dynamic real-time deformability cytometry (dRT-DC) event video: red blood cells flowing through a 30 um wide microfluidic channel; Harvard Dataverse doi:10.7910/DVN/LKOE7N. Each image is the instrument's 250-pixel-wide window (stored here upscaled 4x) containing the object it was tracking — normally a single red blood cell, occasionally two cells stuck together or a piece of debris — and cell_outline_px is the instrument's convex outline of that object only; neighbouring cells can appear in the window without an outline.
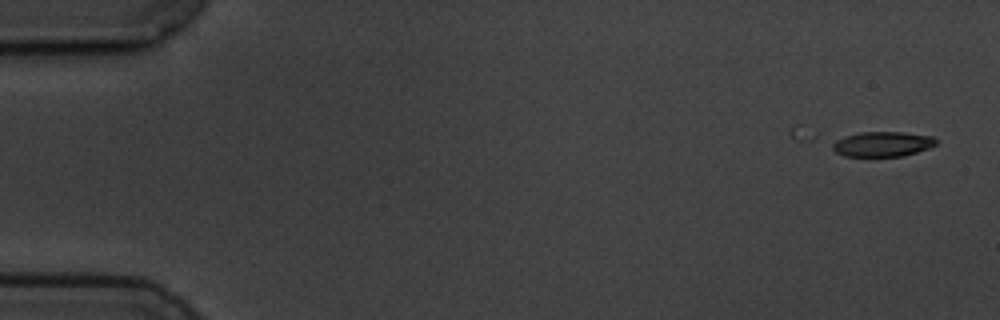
{"species": "common noctule bat (a hibernating species)", "species_latin": "Nyctalus noctula", "temperature_condition": "cold", "stored_images_in_passage": 5, "camera_frame_rate_fps": 3000, "um_per_image_px": 0.085, "animal": {"sex": "male", "body_mass_g": 19.5, "forearm_length_mm": 54.6}, "frame": {"image": 1, "passage_image": 1, "time_ms": 0.0, "image_size_px": [1000, 320], "cell_outline_px": [[936, 144], [928, 148], [904, 156], [844, 156], [836, 152], [832, 148], [832, 144], [836, 140], [844, 136], [860, 132], [904, 132], [932, 136], [936, 140]], "centroid_in_image_um": [75.0, 12.24], "position_along_channel_um": 10.0, "area_um2": 15.03}}
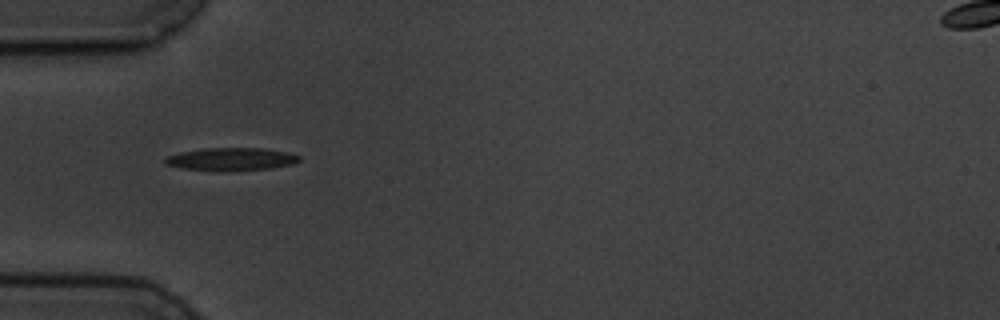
{"frame": {"image": 2, "passage_image": 5, "time_ms": 5.333, "image_size_px": [1000, 320], "cell_outline_px": [[300, 160], [292, 164], [272, 168], [220, 172], [212, 172], [180, 168], [164, 164], [164, 156], [180, 152], [204, 148], [264, 148], [288, 152], [300, 156]], "centroid_in_image_um": [19.59, 13.54], "position_along_channel_um": 65.4, "area_um2": 18.32}}